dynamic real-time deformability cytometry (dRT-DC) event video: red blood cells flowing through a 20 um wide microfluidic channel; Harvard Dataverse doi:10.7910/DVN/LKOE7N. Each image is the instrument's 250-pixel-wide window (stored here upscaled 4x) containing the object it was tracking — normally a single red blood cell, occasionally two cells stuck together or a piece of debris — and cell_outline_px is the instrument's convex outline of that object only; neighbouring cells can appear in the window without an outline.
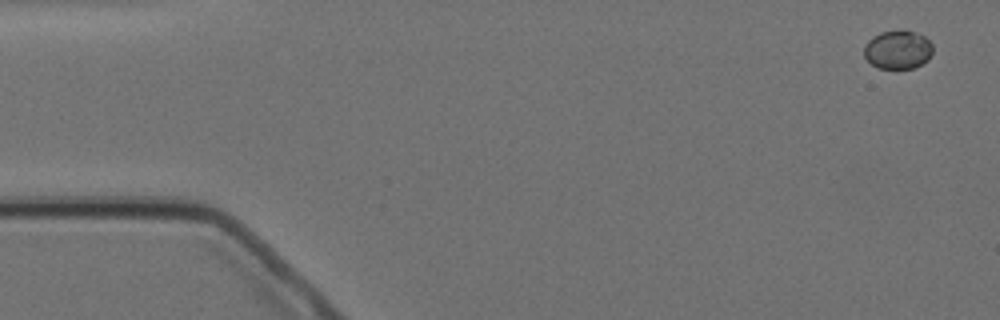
{"species": "Egyptian fruit bat (a non-hibernating species)", "species_latin": "Rousettus aegyptiacus", "temperature_condition": "cold", "stored_images_in_passage": 4, "camera_frame_rate_fps": 3000, "um_per_image_px": 0.085, "animal": {"sex": "female"}, "frame": {"image": 1, "passage_image": 1, "time_ms": 0.0, "image_size_px": [1000, 320], "cell_outline_px": [[932, 52], [928, 60], [912, 68], [880, 68], [872, 64], [864, 56], [864, 44], [872, 36], [880, 32], [904, 28], [924, 36], [932, 44]], "centroid_in_image_um": [76.3, 4.18], "position_along_channel_um": 8.7, "area_um2": 15.61}}